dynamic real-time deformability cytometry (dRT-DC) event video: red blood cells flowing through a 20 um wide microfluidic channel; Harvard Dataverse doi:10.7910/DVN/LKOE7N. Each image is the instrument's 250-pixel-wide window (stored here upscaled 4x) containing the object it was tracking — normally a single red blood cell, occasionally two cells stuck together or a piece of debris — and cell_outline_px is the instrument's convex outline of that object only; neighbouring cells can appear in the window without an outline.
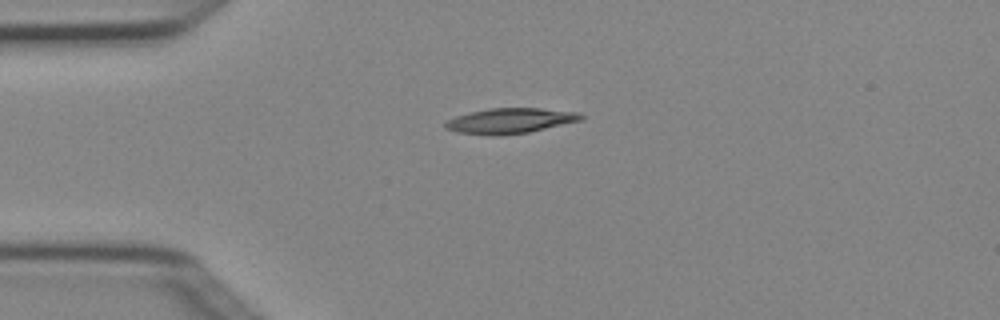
{"species": "Egyptian fruit bat (a non-hibernating species)", "species_latin": "Rousettus aegyptiacus", "temperature_condition": "cold", "stored_images_in_passage": 2, "camera_frame_rate_fps": 3000, "um_per_image_px": 0.085, "animal": {"sex": "female"}, "frame": {"image": 1, "passage_image": 1, "time_ms": 0.0, "image_size_px": [1000, 320], "cell_outline_px": [[584, 120], [528, 132], [500, 136], [488, 136], [456, 132], [444, 128], [444, 124], [448, 120], [456, 116], [488, 108], [540, 108], [580, 112], [584, 116]], "centroid_in_image_um": [43.38, 10.27], "position_along_channel_um": 41.6, "area_um2": 20.23}}
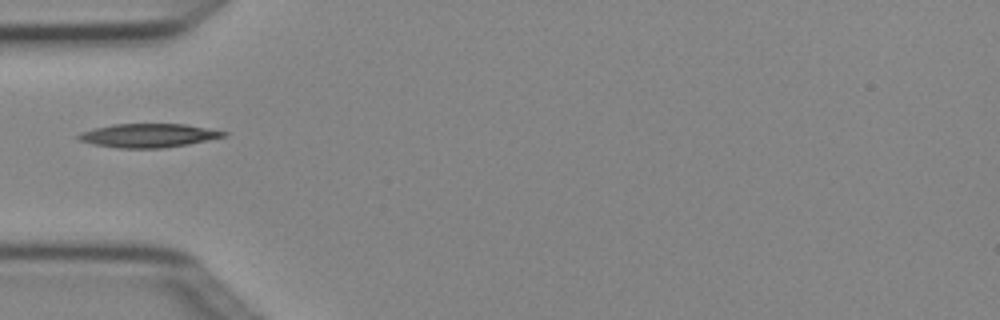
{"frame": {"image": 2, "passage_image": 2, "time_ms": 0.333, "image_size_px": [1000, 320], "cell_outline_px": [[228, 132], [224, 136], [188, 144], [164, 148], [116, 148], [92, 144], [80, 140], [76, 136], [80, 132], [112, 124], [184, 124]], "centroid_in_image_um": [12.56, 11.52], "position_along_channel_um": 72.4, "area_um2": 19.88}}